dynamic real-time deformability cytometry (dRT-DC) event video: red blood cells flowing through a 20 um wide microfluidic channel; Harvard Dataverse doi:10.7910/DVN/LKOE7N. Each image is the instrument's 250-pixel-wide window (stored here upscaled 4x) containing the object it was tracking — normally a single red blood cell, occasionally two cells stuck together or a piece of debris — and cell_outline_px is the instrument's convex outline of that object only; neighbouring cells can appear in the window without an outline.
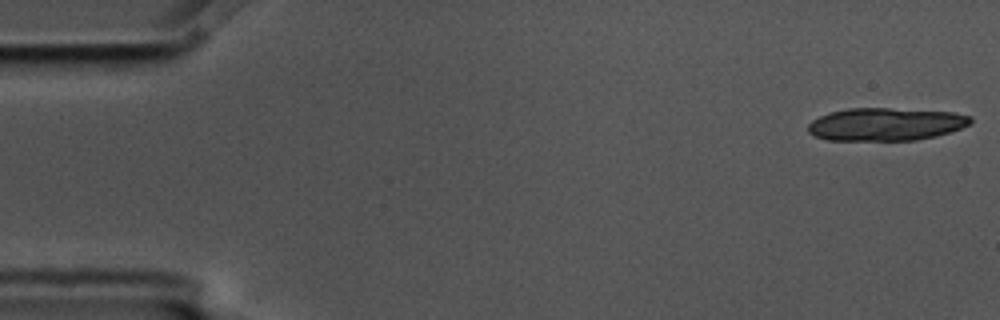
{"species": "common noctule bat (a hibernating species)", "species_latin": "Nyctalus noctula", "temperature_condition": "cold", "stored_images_in_passage": 7, "camera_frame_rate_fps": 3000, "um_per_image_px": 0.085, "animal": {"sex": "male", "body_mass_g": 17.5, "forearm_length_mm": 52.3}, "frame": {"image": 1, "passage_image": 1, "time_ms": 0.0, "image_size_px": [1000, 320], "cell_outline_px": [[972, 120], [968, 124], [960, 128], [936, 136], [916, 140], [828, 140], [816, 136], [808, 132], [808, 124], [812, 120], [828, 112], [848, 108], [888, 108], [956, 112], [972, 116]], "centroid_in_image_um": [75.28, 10.55], "position_along_channel_um": 9.7, "area_um2": 31.1}}